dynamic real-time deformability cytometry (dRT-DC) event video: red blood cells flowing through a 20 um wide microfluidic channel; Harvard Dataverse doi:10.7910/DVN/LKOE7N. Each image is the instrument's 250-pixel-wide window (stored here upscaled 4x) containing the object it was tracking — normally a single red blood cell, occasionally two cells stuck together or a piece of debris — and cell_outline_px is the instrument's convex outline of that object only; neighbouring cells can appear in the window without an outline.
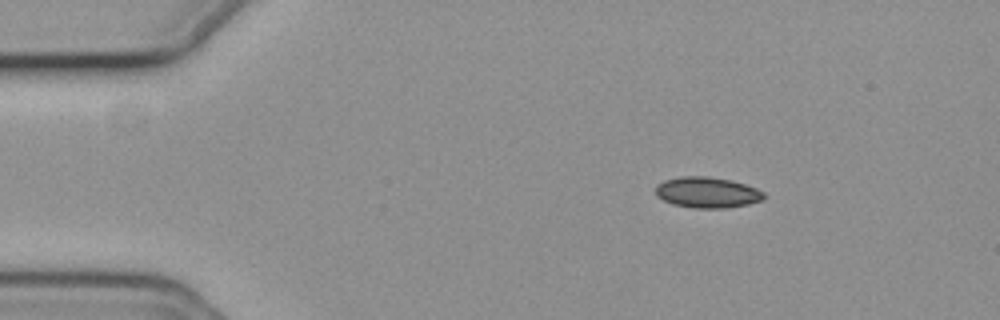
{"species": "common noctule bat (a hibernating species)", "species_latin": "Nyctalus noctula", "temperature_condition": "cold", "stored_images_in_passage": 48, "camera_frame_rate_fps": 3000, "um_per_image_px": 0.085, "animal": {"sex": "female", "body_mass_g": 19.3, "forearm_length_mm": 54.1}, "frame": {"image": 1, "passage_image": 1, "time_ms": 0.0, "image_size_px": [1000, 320], "cell_outline_px": [[764, 200], [748, 204], [724, 208], [696, 208], [672, 204], [656, 196], [656, 184], [664, 180], [680, 176], [708, 176], [732, 180], [756, 188], [764, 192]], "centroid_in_image_um": [60.1, 16.35], "position_along_channel_um": 24.9, "area_um2": 19.54}}
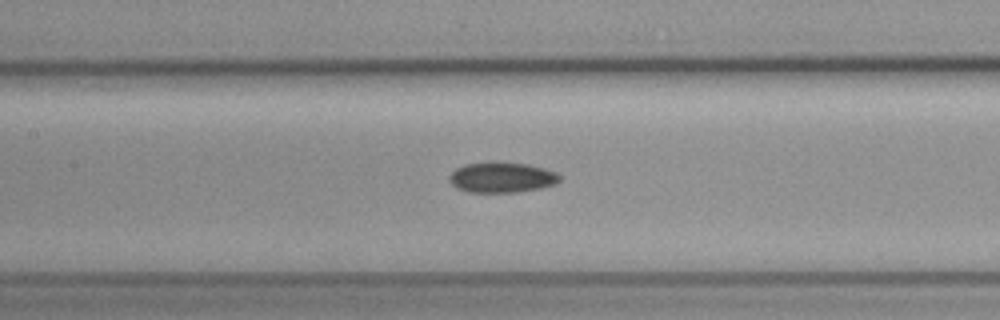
{"frame": {"image": 2, "passage_image": 18, "time_ms": 5.667, "image_size_px": [1000, 320], "cell_outline_px": [[560, 180], [556, 184], [540, 188], [516, 192], [468, 192], [456, 188], [448, 180], [448, 176], [456, 168], [464, 164], [496, 160], [528, 164], [544, 168], [556, 172], [560, 176]], "centroid_in_image_um": [42.63, 15.05], "position_along_channel_um": 164.8, "area_um2": 20.0}}
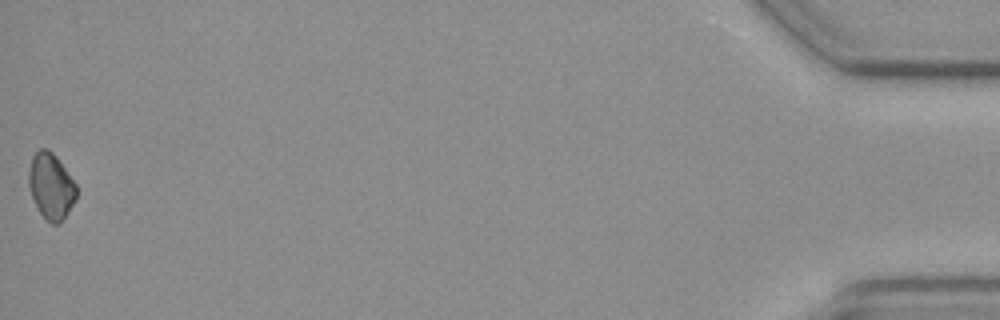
{"frame": {"image": 3, "passage_image": 48, "time_ms": 15.667, "image_size_px": [1000, 320], "cell_outline_px": [[76, 200], [60, 224], [52, 224], [40, 212], [32, 196], [28, 184], [28, 172], [32, 156], [40, 148], [48, 148], [56, 156], [76, 184]], "centroid_in_image_um": [4.34, 15.81], "position_along_channel_um": 430.9, "area_um2": 18.21}}